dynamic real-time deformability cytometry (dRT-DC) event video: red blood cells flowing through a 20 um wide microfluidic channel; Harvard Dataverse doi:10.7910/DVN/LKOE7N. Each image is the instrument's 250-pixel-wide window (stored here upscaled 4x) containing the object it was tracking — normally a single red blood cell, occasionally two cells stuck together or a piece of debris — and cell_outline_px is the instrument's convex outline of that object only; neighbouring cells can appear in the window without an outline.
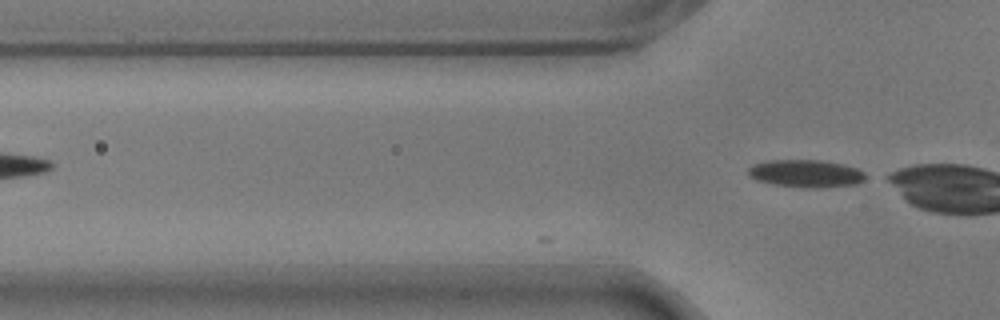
{"species": "common noctule bat (a hibernating species)", "species_latin": "Nyctalus noctula", "temperature_condition": "warm", "stored_images_in_passage": 14, "camera_frame_rate_fps": 3000, "um_per_image_px": 0.085, "animal": {"sex": "male", "body_mass_g": 17.9}, "frame": {"image": 1, "passage_image": 14, "time_ms": 4.333, "image_size_px": [1000, 320], "cell_outline_px": [[872, 176], [856, 184], [824, 188], [808, 188], [772, 184], [756, 180], [748, 176], [748, 168], [752, 164], [764, 160], [820, 160], [844, 164], [856, 168]], "centroid_in_image_um": [68.52, 14.75], "position_along_channel_um": 57.3, "area_um2": 19.31}}